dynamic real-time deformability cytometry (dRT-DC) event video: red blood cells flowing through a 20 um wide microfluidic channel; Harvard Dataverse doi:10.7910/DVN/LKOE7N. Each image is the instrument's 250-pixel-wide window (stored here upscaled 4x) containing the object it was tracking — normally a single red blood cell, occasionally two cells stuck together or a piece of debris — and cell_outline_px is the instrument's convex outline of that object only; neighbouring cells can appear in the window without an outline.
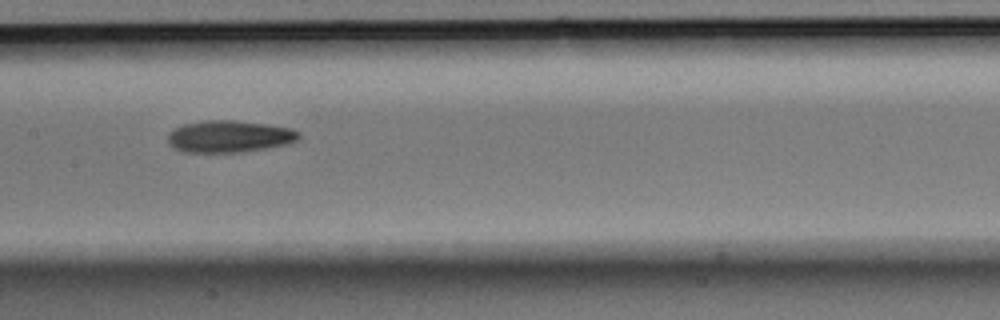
{"species": "Egyptian fruit bat (a non-hibernating species)", "species_latin": "Rousettus aegyptiacus", "temperature_condition": "room temperature", "stored_images_in_passage": 12, "camera_frame_rate_fps": 3000, "um_per_image_px": 0.085, "animal": {"sex": "male"}, "frame": {"image": 1, "passage_image": 7, "time_ms": 2.0, "image_size_px": [1000, 320], "cell_outline_px": [[300, 140], [284, 144], [244, 152], [180, 152], [168, 144], [168, 136], [176, 128], [184, 124], [204, 120], [236, 120], [292, 128], [300, 132]], "centroid_in_image_um": [19.49, 11.6], "position_along_channel_um": 187.9, "area_um2": 24.33}}
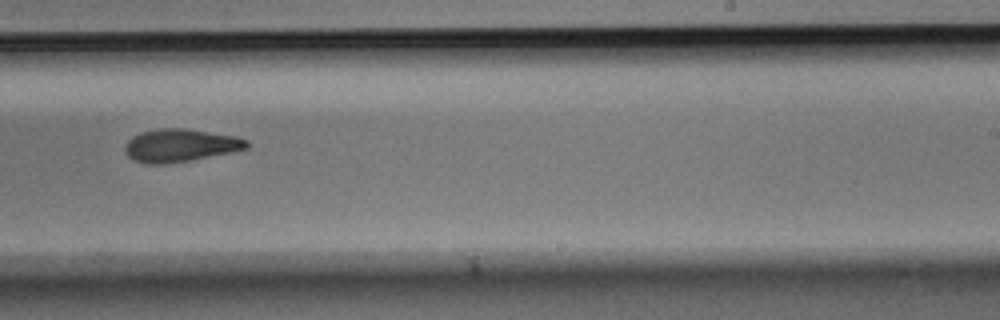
{"frame": {"image": 2, "passage_image": 9, "time_ms": 2.667, "image_size_px": [1000, 320], "cell_outline_px": [[248, 148], [232, 152], [192, 160], [168, 164], [148, 164], [136, 160], [128, 156], [124, 152], [124, 148], [128, 140], [132, 136], [140, 132], [160, 128], [184, 128], [236, 136], [248, 140]], "centroid_in_image_um": [15.32, 12.36], "position_along_channel_um": 273.7, "area_um2": 23.41}}
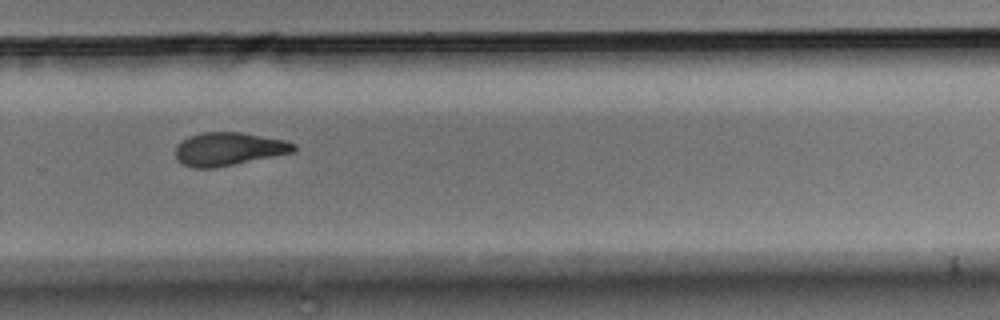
{"frame": {"image": 3, "passage_image": 10, "time_ms": 3.0, "image_size_px": [1000, 320], "cell_outline_px": [[296, 148], [292, 152], [216, 168], [192, 168], [176, 160], [176, 144], [188, 136], [200, 132], [240, 132], [284, 140], [296, 144]], "centroid_in_image_um": [19.38, 12.66], "position_along_channel_um": 310.4, "area_um2": 22.83}}